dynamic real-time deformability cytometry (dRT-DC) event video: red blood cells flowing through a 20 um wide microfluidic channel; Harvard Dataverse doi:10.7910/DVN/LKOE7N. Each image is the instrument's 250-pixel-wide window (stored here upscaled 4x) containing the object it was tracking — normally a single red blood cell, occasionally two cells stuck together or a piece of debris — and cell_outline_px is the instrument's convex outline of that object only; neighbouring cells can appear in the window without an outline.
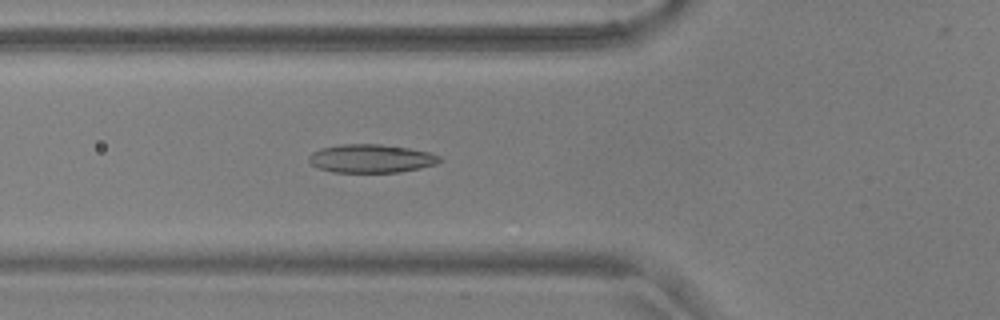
{"species": "common noctule bat (a hibernating species)", "species_latin": "Nyctalus noctula", "temperature_condition": "warm", "stored_images_in_passage": 55, "camera_frame_rate_fps": 3000, "um_per_image_px": 0.085, "animal": {"sex": "male", "body_mass_g": 17.9, "forearm_length_mm": 54.2}, "frame": {"image": 1, "passage_image": 19, "time_ms": 6.0, "image_size_px": [1000, 320], "cell_outline_px": [[444, 160], [436, 164], [420, 168], [400, 172], [332, 172], [320, 168], [312, 164], [308, 160], [308, 156], [312, 152], [320, 148], [340, 144], [380, 144], [408, 148], [428, 152], [440, 156]], "centroid_in_image_um": [31.55, 13.47], "position_along_channel_um": 94.3, "area_um2": 21.68}}
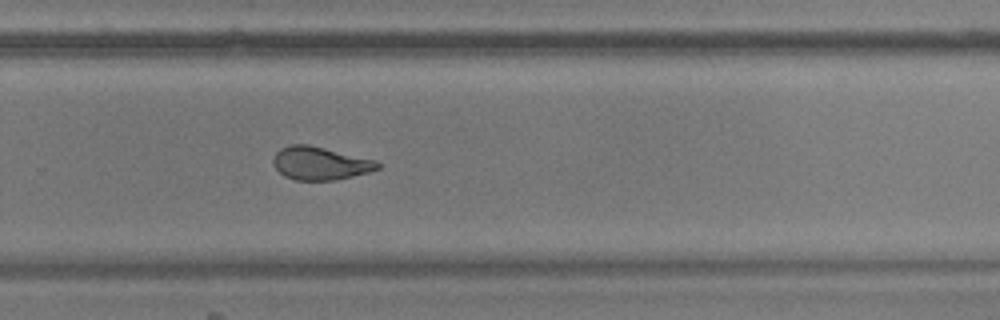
{"frame": {"image": 2, "passage_image": 36, "time_ms": 11.667, "image_size_px": [1000, 320], "cell_outline_px": [[380, 168], [368, 172], [336, 180], [296, 180], [284, 176], [276, 168], [272, 160], [276, 152], [280, 148], [288, 144], [308, 144], [376, 160], [380, 164]], "centroid_in_image_um": [27.2, 13.87], "position_along_channel_um": 302.6, "area_um2": 20.11}}
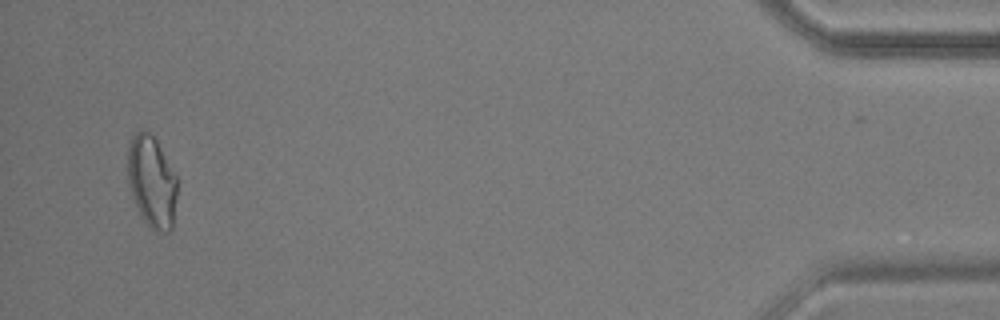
{"frame": {"image": 3, "passage_image": 52, "time_ms": 17.0, "image_size_px": [1000, 320], "cell_outline_px": [[176, 196], [172, 228], [168, 232], [156, 232], [144, 220], [128, 188], [128, 144], [132, 136], [136, 132], [144, 128], [156, 140], [176, 176]], "centroid_in_image_um": [12.88, 15.43], "position_along_channel_um": 422.3, "area_um2": 26.18}, "authors_computed_cell_mechanics": {"area_um2": 21.4438, "velocity_mm_per_s": 3.6678, "shape_relaxation_time_tau1_ms": 9.9491, "shape_relaxation_time_tau2_ms": 1.9567, "deformation_change_tau1": 0.2442, "deformation_change_tau2": 0.0822}}